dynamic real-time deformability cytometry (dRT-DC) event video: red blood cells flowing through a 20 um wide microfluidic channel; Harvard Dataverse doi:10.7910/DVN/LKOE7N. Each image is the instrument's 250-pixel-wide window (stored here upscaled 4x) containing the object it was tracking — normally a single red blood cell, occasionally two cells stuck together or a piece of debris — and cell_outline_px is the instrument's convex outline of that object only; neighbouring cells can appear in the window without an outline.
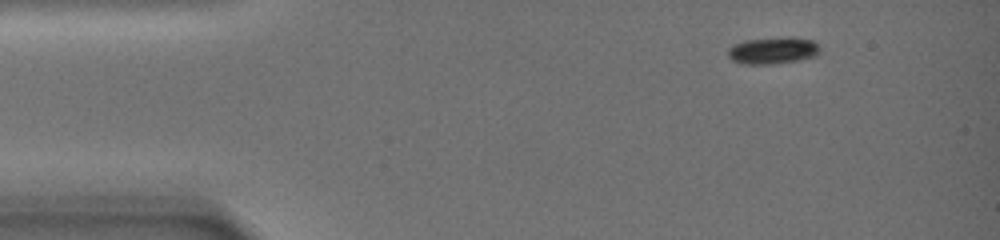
{"species": "common noctule bat (a hibernating species)", "species_latin": "Nyctalus noctula", "temperature_condition": "warm", "stored_images_in_passage": 14, "camera_frame_rate_fps": 3000, "um_per_image_px": 0.085, "animal": {"sex": "female", "body_mass_g": 19.0, "forearm_length_mm": 51.5}, "frame": {"image": 1, "passage_image": 1, "time_ms": 0.0, "image_size_px": [1000, 240], "cell_outline_px": [[820, 52], [816, 56], [796, 60], [772, 64], [744, 64], [732, 60], [728, 56], [728, 48], [732, 44], [744, 40], [788, 36], [812, 40], [820, 48]], "centroid_in_image_um": [65.67, 4.28], "position_along_channel_um": 19.3, "area_um2": 14.51}}
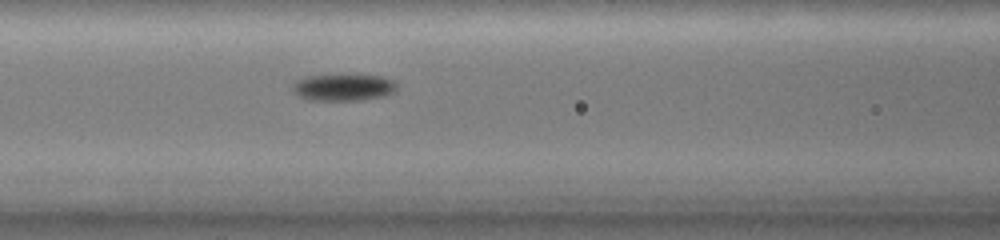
{"frame": {"image": 2, "passage_image": 10, "time_ms": 7.333, "image_size_px": [1000, 240], "cell_outline_px": [[396, 88], [392, 92], [384, 96], [360, 100], [308, 100], [292, 92], [292, 84], [296, 80], [304, 76], [384, 76], [396, 80]], "centroid_in_image_um": [29.17, 7.44], "position_along_channel_um": 137.4, "area_um2": 16.13}}
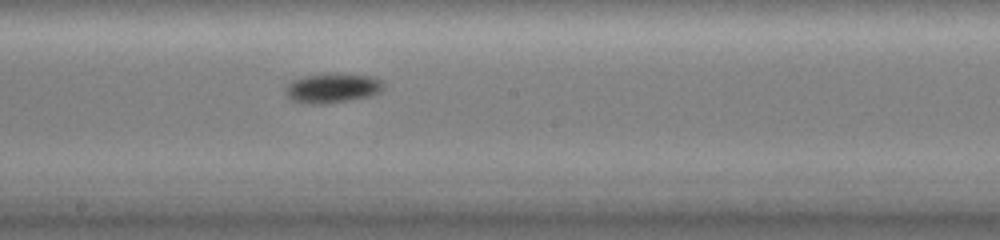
{"frame": {"image": 3, "passage_image": 14, "time_ms": 10.333, "image_size_px": [1000, 240], "cell_outline_px": [[384, 84], [380, 92], [372, 96], [324, 104], [308, 104], [292, 100], [288, 96], [284, 88], [288, 84], [300, 76], [372, 76], [380, 80]], "centroid_in_image_um": [28.24, 7.54], "position_along_channel_um": 220.0, "area_um2": 16.13}}